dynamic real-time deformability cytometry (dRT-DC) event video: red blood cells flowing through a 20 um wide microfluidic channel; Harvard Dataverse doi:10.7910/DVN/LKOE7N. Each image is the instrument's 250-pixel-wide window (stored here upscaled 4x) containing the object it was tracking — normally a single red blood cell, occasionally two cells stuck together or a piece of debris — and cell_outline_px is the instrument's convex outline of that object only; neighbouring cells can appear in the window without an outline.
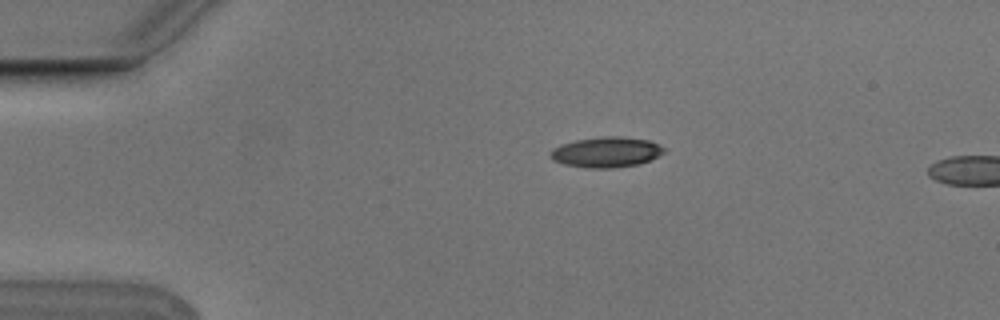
{"species": "Egyptian fruit bat (a non-hibernating species)", "species_latin": "Rousettus aegyptiacus", "temperature_condition": "cold", "stored_images_in_passage": 2, "camera_frame_rate_fps": 3000, "um_per_image_px": 0.085, "animal": {"sex": "male"}, "frame": {"image": 1, "passage_image": 1, "time_ms": 0.0, "image_size_px": [1000, 320], "cell_outline_px": [[664, 152], [648, 160], [636, 164], [612, 168], [588, 168], [564, 164], [552, 160], [548, 156], [548, 152], [552, 148], [560, 144], [576, 140], [600, 136], [620, 136], [648, 140], [664, 148]], "centroid_in_image_um": [51.43, 12.92], "position_along_channel_um": 33.6, "area_um2": 20.06}}